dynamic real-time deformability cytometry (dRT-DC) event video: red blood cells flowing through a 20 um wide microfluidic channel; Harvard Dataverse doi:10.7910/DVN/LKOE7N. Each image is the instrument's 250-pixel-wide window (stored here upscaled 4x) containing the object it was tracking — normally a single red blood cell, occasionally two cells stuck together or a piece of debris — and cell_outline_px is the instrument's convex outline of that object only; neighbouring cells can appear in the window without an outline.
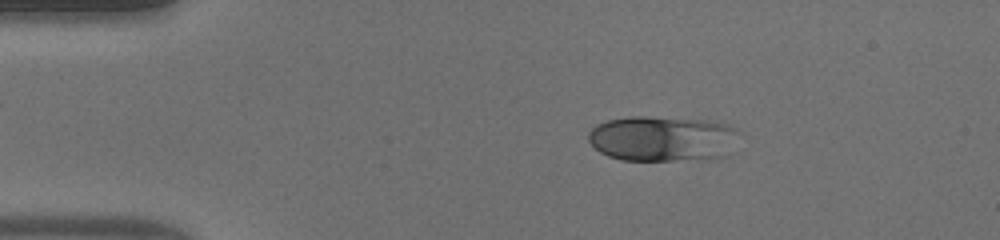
{"species": "human", "species_latin": "Homo sapiens", "temperature_condition": "warm", "stored_images_in_passage": 49, "camera_frame_rate_fps": 3000, "um_per_image_px": 0.085, "donor": {"sex": "male"}, "frame": {"image": 1, "passage_image": 8, "time_ms": 2.333, "image_size_px": [1000, 240], "cell_outline_px": [[740, 132], [728, 156], [704, 160], [620, 160], [608, 156], [600, 152], [588, 140], [588, 132], [596, 124], [608, 120], [628, 116], [644, 116], [708, 120], [724, 124], [736, 128]], "centroid_in_image_um": [56.33, 11.79], "position_along_channel_um": 28.7, "area_um2": 40.46}}
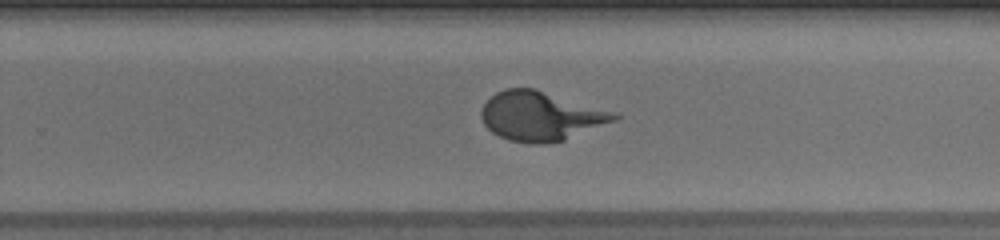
{"frame": {"image": 2, "passage_image": 31, "time_ms": 10.0, "image_size_px": [1000, 240], "cell_outline_px": [[620, 116], [616, 120], [564, 140], [544, 144], [532, 144], [508, 140], [492, 132], [484, 124], [480, 116], [480, 112], [484, 104], [496, 92], [504, 88], [536, 88], [620, 112]], "centroid_in_image_um": [46.0, 9.85], "position_along_channel_um": 283.8, "area_um2": 38.61}}
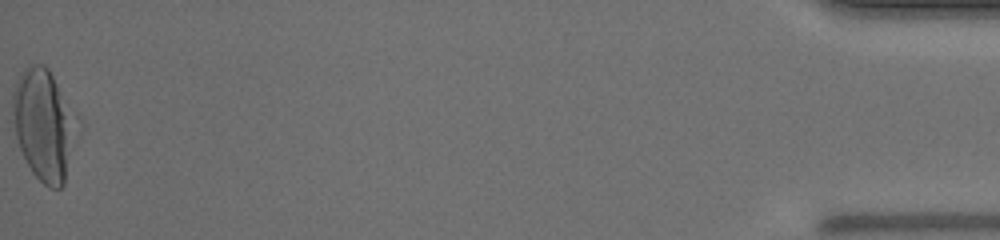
{"frame": {"image": 3, "passage_image": 49, "time_ms": 16.0, "image_size_px": [1000, 240], "cell_outline_px": [[84, 120], [64, 184], [60, 188], [48, 188], [32, 172], [20, 148], [16, 136], [12, 120], [12, 96], [16, 80], [20, 72], [28, 64], [44, 64], [48, 68]], "centroid_in_image_um": [3.83, 10.57], "position_along_channel_um": 431.4, "area_um2": 43.7}}